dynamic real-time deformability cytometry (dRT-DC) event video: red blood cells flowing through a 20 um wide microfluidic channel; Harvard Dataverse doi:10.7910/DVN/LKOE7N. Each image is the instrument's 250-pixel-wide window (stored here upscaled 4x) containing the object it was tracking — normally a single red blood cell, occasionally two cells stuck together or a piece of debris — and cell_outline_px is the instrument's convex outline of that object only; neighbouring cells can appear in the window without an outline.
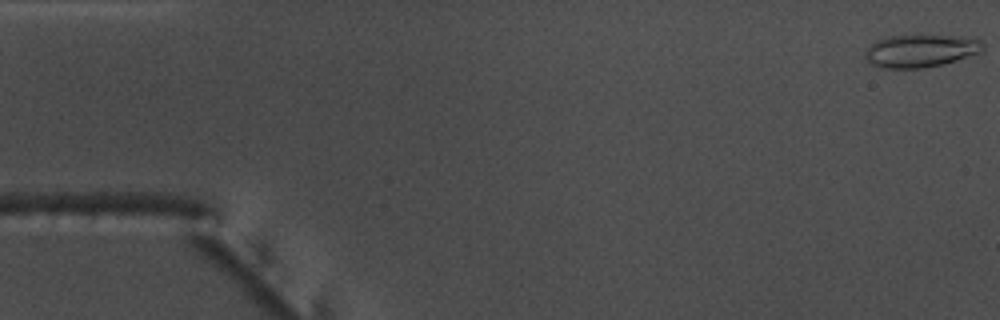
{"species": "common noctule bat (a hibernating species)", "species_latin": "Nyctalus noctula", "temperature_condition": "warm", "stored_images_in_passage": 53, "camera_frame_rate_fps": 3000, "um_per_image_px": 0.085, "animal": {"sex": "male", "body_mass_g": 17.5, "forearm_length_mm": 52.3}, "frame": {"image": 1, "passage_image": 1, "time_ms": 0.0, "image_size_px": [1000, 320], "cell_outline_px": [[984, 48], [980, 52], [944, 64], [924, 68], [884, 68], [872, 64], [864, 56], [864, 52], [876, 40], [888, 36], [964, 36], [980, 40], [984, 44]], "centroid_in_image_um": [78.26, 4.32], "position_along_channel_um": 6.7, "area_um2": 22.25}}
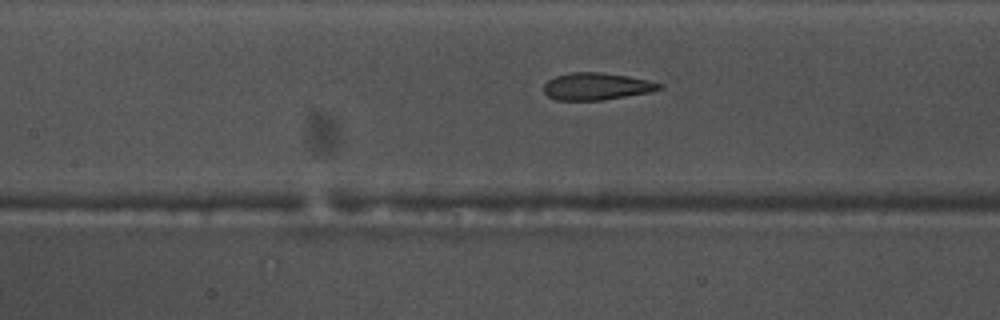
{"frame": {"image": 2, "passage_image": 24, "time_ms": 7.667, "image_size_px": [1000, 320], "cell_outline_px": [[664, 88], [648, 92], [604, 100], [556, 100], [548, 96], [544, 92], [544, 84], [548, 80], [556, 76], [572, 72], [600, 72], [628, 76], [648, 80], [664, 84]], "centroid_in_image_um": [50.72, 7.34], "position_along_channel_um": 156.7, "area_um2": 18.26}}
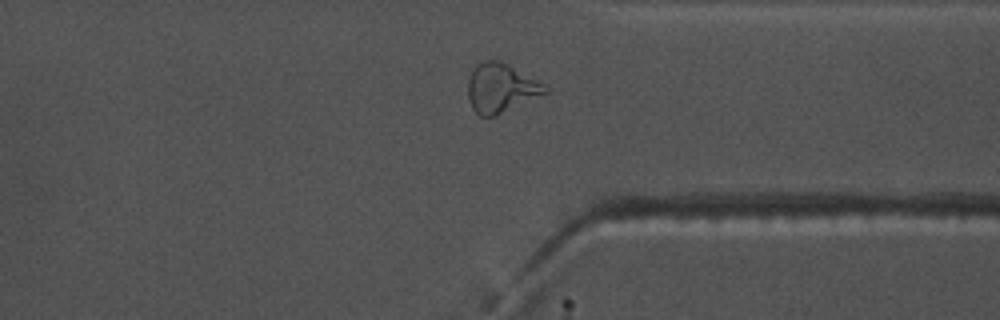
{"frame": {"image": 3, "passage_image": 41, "time_ms": 13.333, "image_size_px": [1000, 320], "cell_outline_px": [[548, 92], [492, 116], [480, 116], [472, 108], [468, 100], [468, 80], [472, 68], [476, 64], [484, 60], [496, 60], [508, 64], [544, 84], [548, 88]], "centroid_in_image_um": [42.53, 7.45], "position_along_channel_um": 368.9, "area_um2": 21.68}, "authors_computed_cell_mechanics": {"area_um2": 20.0566, "velocity_mm_per_s": 3.7835, "shape_relaxation_time_tau1_ms": null, "shape_relaxation_time_tau2_ms": 1.44, "deformation_change_tau1": null, "deformation_change_tau2": 0.0871}}